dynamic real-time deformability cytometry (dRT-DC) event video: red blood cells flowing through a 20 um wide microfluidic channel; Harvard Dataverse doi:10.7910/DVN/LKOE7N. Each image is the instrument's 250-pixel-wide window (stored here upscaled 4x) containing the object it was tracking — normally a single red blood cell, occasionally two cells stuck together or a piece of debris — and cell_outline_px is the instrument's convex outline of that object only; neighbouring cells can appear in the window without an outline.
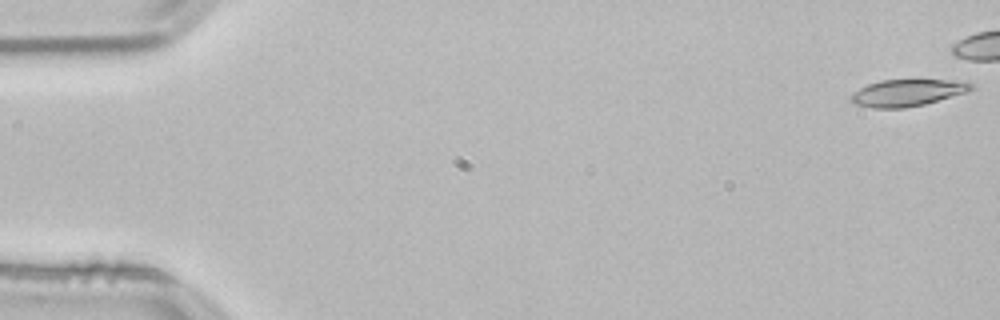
{"species": "common noctule bat (a hibernating species)", "species_latin": "Nyctalus noctula", "temperature_condition": "room temperature", "stored_images_in_passage": 16, "camera_frame_rate_fps": 3000, "um_per_image_px": 0.085, "animal": {"sex": "male", "body_mass_g": 21.5, "forearm_length_mm": 52.0}, "frame": {"image": 1, "passage_image": 1, "time_ms": 0.0, "image_size_px": [1000, 320], "cell_outline_px": [[976, 88], [968, 92], [924, 104], [904, 108], [872, 108], [856, 104], [848, 100], [848, 96], [852, 92], [868, 84], [880, 80], [948, 80], [972, 84]], "centroid_in_image_um": [77.06, 7.89], "position_along_channel_um": 7.9, "area_um2": 18.79}}